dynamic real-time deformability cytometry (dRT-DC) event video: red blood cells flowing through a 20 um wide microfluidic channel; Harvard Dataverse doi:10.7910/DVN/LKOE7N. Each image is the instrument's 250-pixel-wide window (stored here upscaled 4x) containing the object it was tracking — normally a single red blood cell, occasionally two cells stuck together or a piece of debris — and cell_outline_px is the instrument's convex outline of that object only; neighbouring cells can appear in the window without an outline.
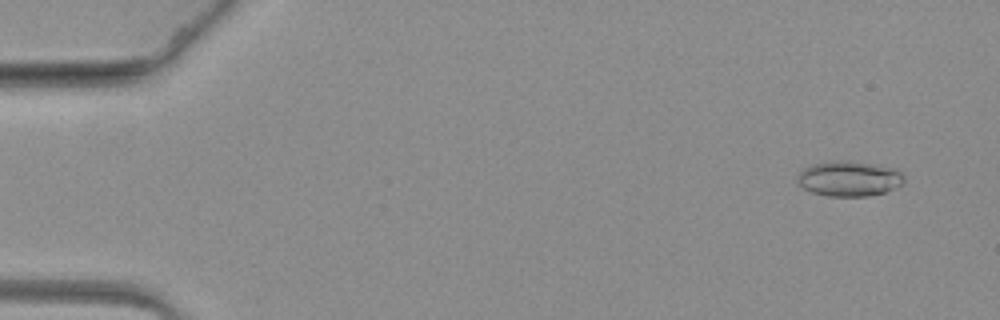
{"species": "common noctule bat (a hibernating species)", "species_latin": "Nyctalus noctula", "temperature_condition": "warm", "stored_images_in_passage": 10, "camera_frame_rate_fps": 3000, "um_per_image_px": 0.085, "animal": {"sex": "female", "body_mass_g": 19.3, "forearm_length_mm": 54.1}, "frame": {"image": 1, "passage_image": 5, "time_ms": 1.333, "image_size_px": [1000, 320], "cell_outline_px": [[904, 184], [884, 192], [868, 196], [828, 196], [812, 192], [804, 188], [796, 180], [796, 176], [804, 168], [812, 164], [832, 160], [848, 160], [896, 168], [904, 176]], "centroid_in_image_um": [72.17, 15.17], "position_along_channel_um": 12.8, "area_um2": 22.02}}